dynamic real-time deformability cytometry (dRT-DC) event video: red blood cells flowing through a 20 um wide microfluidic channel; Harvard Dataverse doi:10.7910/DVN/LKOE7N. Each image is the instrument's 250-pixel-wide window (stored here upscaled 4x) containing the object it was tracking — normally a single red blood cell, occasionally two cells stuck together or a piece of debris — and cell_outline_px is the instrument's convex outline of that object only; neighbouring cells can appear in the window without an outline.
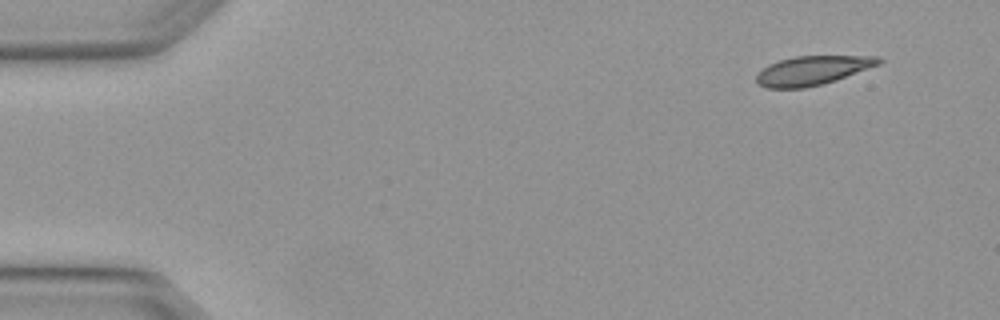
{"species": "Egyptian fruit bat (a non-hibernating species)", "species_latin": "Rousettus aegyptiacus", "temperature_condition": "warm", "stored_images_in_passage": 4, "camera_frame_rate_fps": 3000, "um_per_image_px": 0.085, "animal": {"sex": "female"}, "frame": {"image": 1, "passage_image": 1, "time_ms": 0.0, "image_size_px": [1000, 320], "cell_outline_px": [[884, 60], [880, 64], [836, 80], [824, 84], [804, 88], [768, 88], [756, 84], [756, 72], [768, 64], [780, 60], [796, 56], [880, 56]], "centroid_in_image_um": [69.04, 5.99], "position_along_channel_um": 16.0, "area_um2": 20.92}}
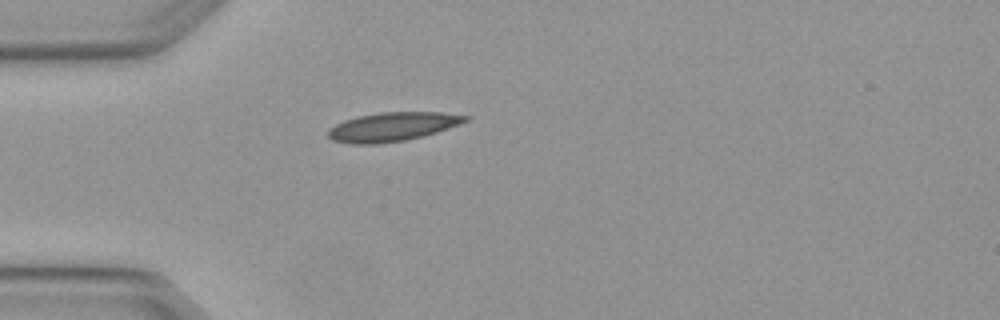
{"frame": {"image": 2, "passage_image": 4, "time_ms": 1.0, "image_size_px": [1000, 320], "cell_outline_px": [[472, 116], [468, 120], [448, 128], [424, 136], [404, 140], [380, 144], [352, 144], [332, 140], [328, 136], [328, 128], [344, 120], [356, 116], [380, 112], [444, 112]], "centroid_in_image_um": [33.35, 10.77], "position_along_channel_um": 51.7, "area_um2": 23.24}}